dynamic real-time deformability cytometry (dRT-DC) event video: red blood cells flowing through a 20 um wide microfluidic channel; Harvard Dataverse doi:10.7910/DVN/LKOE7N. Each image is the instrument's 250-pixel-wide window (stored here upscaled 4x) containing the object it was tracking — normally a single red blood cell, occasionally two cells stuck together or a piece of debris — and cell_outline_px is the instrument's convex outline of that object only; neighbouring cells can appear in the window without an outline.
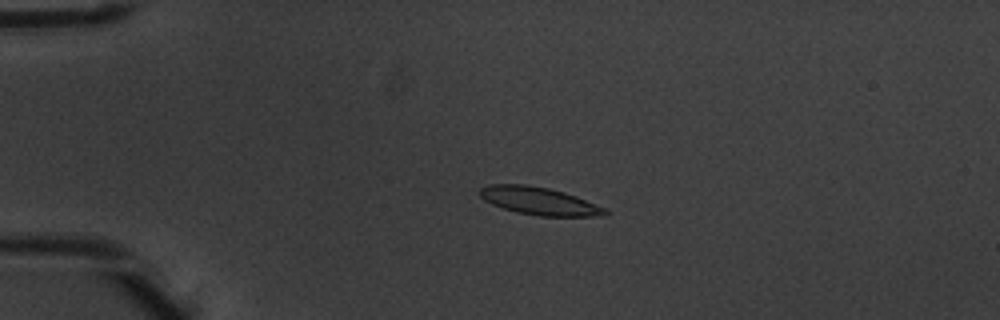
{"species": "common noctule bat (a hibernating species)", "species_latin": "Nyctalus noctula", "temperature_condition": "warm", "stored_images_in_passage": 4, "camera_frame_rate_fps": 3000, "um_per_image_px": 0.085, "animal": {"sex": "male", "body_mass_g": 20.1, "forearm_length_mm": 53.5}, "frame": {"image": 1, "passage_image": 3, "time_ms": 0.667, "image_size_px": [1000, 320], "cell_outline_px": [[608, 216], [540, 216], [516, 212], [492, 204], [484, 200], [480, 196], [480, 188], [488, 184], [528, 184], [548, 188], [564, 192], [576, 196], [608, 208]], "centroid_in_image_um": [45.87, 17.08], "position_along_channel_um": 39.1, "area_um2": 20.4}}